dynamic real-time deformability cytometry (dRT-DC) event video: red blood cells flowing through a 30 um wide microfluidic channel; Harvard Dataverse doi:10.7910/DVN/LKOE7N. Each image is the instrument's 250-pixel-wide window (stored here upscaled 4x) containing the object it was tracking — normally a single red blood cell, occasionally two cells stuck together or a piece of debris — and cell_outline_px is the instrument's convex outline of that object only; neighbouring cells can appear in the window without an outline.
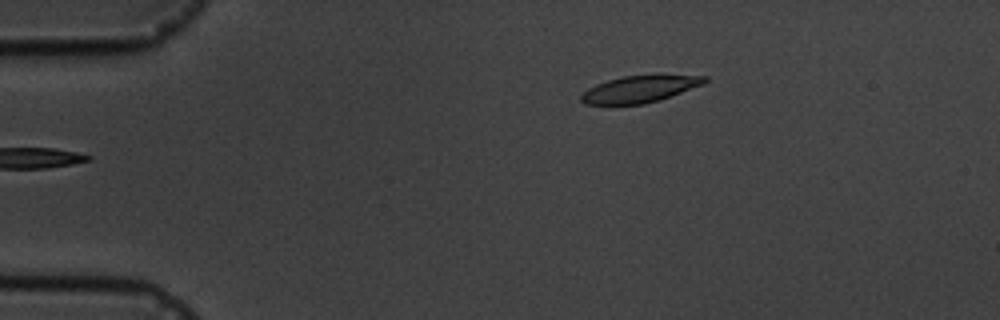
{"species": "common noctule bat (a hibernating species)", "species_latin": "Nyctalus noctula", "temperature_condition": "cold", "stored_images_in_passage": 4, "camera_frame_rate_fps": 3000, "um_per_image_px": 0.085, "animal": {"sex": "male", "body_mass_g": 19.5, "forearm_length_mm": 54.6}, "frame": {"image": 1, "passage_image": 4, "time_ms": 3.333, "image_size_px": [1000, 320], "cell_outline_px": [[708, 80], [704, 84], [660, 100], [644, 104], [584, 104], [580, 100], [580, 96], [588, 88], [596, 84], [608, 80], [624, 76], [708, 76]], "centroid_in_image_um": [54.35, 7.59], "position_along_channel_um": 30.6, "area_um2": 18.9}}